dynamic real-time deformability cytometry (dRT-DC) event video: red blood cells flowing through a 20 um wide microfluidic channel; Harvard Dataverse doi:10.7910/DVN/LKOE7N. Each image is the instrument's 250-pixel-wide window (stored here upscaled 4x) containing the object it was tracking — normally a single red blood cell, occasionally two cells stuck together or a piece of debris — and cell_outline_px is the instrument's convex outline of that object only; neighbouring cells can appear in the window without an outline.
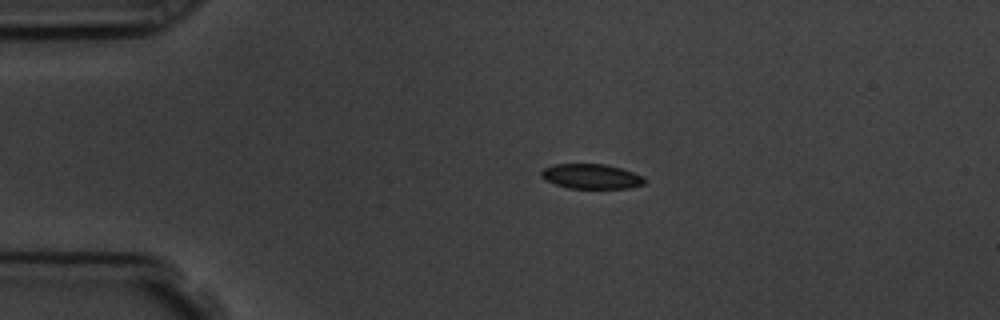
{"species": "common noctule bat (a hibernating species)", "species_latin": "Nyctalus noctula", "temperature_condition": "room temperature", "stored_images_in_passage": 4, "camera_frame_rate_fps": 3000, "um_per_image_px": 0.085, "animal": {"sex": "male", "body_mass_g": 19.5, "forearm_length_mm": 54.6}, "frame": {"image": 1, "passage_image": 3, "time_ms": 2.333, "image_size_px": [1000, 320], "cell_outline_px": [[648, 180], [644, 184], [628, 188], [568, 188], [544, 180], [540, 176], [540, 172], [544, 168], [552, 164], [604, 164], [620, 168], [644, 176]], "centroid_in_image_um": [50.25, 14.99], "position_along_channel_um": 34.7, "area_um2": 15.03}}